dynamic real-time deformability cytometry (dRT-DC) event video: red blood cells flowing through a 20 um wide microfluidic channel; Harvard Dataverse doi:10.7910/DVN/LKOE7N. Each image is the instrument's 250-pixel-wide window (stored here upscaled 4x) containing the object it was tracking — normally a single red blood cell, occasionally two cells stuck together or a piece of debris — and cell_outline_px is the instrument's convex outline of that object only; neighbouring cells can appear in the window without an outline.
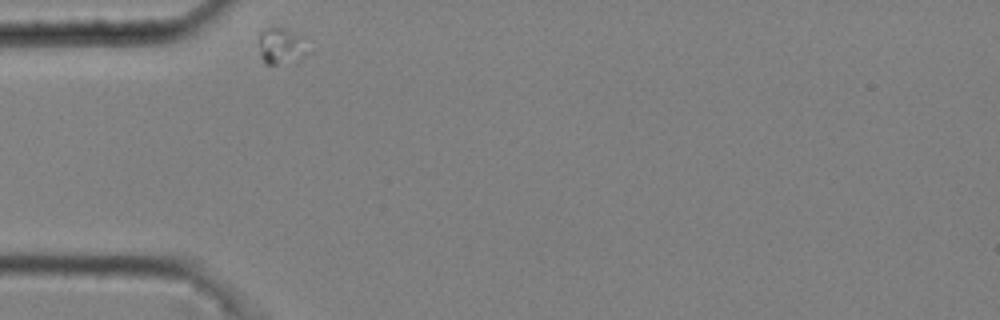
{"species": "common noctule bat (a hibernating species)", "species_latin": "Nyctalus noctula", "temperature_condition": "cold", "stored_images_in_passage": 3, "camera_frame_rate_fps": 3000, "um_per_image_px": 0.085, "animal": {"sex": "male", "body_mass_g": 20.4}, "frame": {"image": 1, "passage_image": 1, "time_ms": 0.0, "image_size_px": [1000, 320], "cell_outline_px": [[304, 56], [296, 64], [264, 64], [260, 56], [260, 32], [268, 28], [280, 28], [304, 36]], "centroid_in_image_um": [23.89, 3.97], "position_along_channel_um": 61.1, "area_um2": 10.29}}